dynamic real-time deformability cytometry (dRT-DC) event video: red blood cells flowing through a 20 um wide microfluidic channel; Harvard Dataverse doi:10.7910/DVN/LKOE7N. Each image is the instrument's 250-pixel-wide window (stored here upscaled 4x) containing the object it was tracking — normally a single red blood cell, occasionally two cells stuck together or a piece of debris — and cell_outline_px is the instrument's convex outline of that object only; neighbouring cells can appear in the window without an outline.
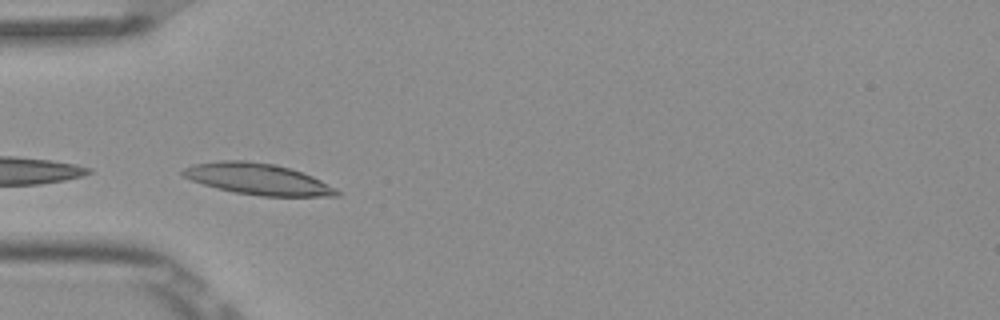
{"species": "Egyptian fruit bat (a non-hibernating species)", "species_latin": "Rousettus aegyptiacus", "temperature_condition": "room temperature", "stored_images_in_passage": 8, "camera_frame_rate_fps": 3000, "um_per_image_px": 0.085, "frame": {"image": 1, "passage_image": 3, "time_ms": 0.667, "image_size_px": [1000, 320], "cell_outline_px": [[340, 196], [260, 196], [232, 192], [216, 188], [192, 180], [184, 176], [180, 172], [184, 168], [196, 164], [220, 160], [244, 160], [276, 164], [312, 176], [336, 188], [340, 192]], "centroid_in_image_um": [21.92, 15.22], "position_along_channel_um": 63.1, "area_um2": 27.86}}
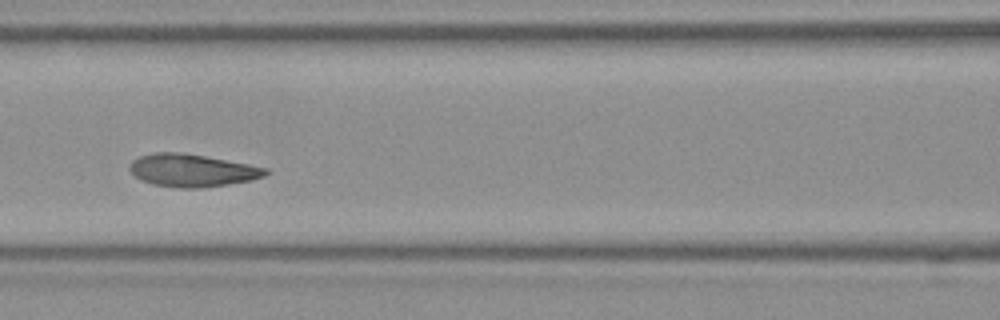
{"frame": {"image": 2, "passage_image": 5, "time_ms": 1.333, "image_size_px": [1000, 320], "cell_outline_px": [[272, 172], [264, 176], [252, 180], [228, 184], [200, 188], [180, 188], [152, 184], [140, 180], [128, 168], [128, 164], [132, 160], [140, 156], [152, 152], [184, 152], [248, 164], [268, 168]], "centroid_in_image_um": [16.32, 14.48], "position_along_channel_um": 150.3, "area_um2": 26.07}}
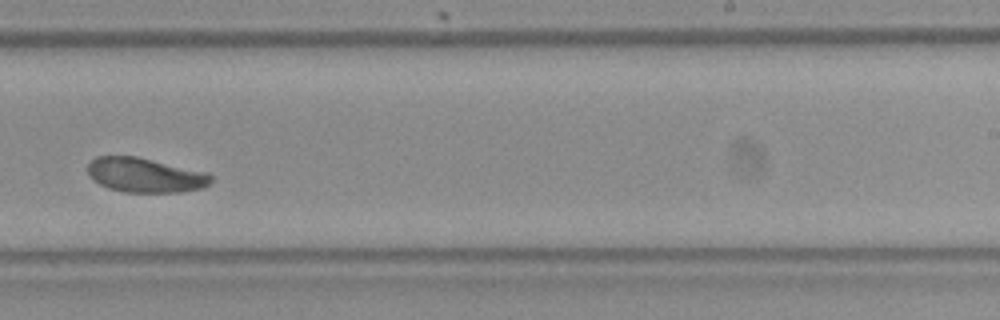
{"frame": {"image": 3, "passage_image": 8, "time_ms": 2.333, "image_size_px": [1000, 320], "cell_outline_px": [[212, 180], [204, 188], [180, 192], [124, 192], [108, 188], [92, 180], [88, 176], [88, 164], [96, 156], [136, 156], [208, 172], [212, 176]], "centroid_in_image_um": [12.34, 14.88], "position_along_channel_um": 276.7, "area_um2": 24.97}}